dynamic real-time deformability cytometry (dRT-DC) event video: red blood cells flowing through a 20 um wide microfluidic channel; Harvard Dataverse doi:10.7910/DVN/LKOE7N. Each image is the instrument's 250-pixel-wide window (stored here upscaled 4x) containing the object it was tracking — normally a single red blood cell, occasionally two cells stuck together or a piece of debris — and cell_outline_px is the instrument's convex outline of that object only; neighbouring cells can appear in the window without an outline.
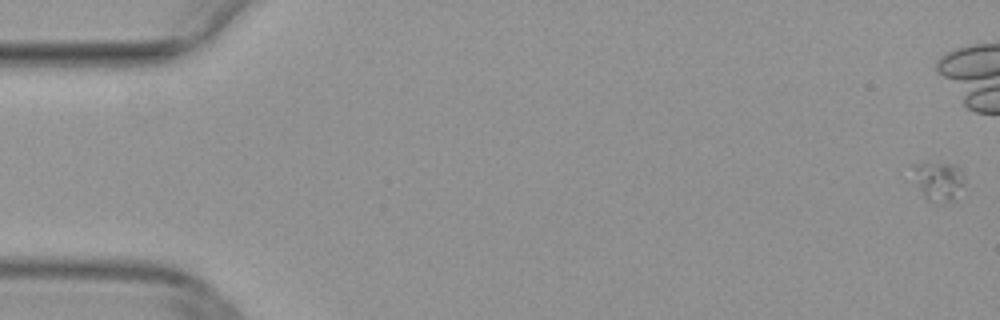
{"species": "common noctule bat (a hibernating species)", "species_latin": "Nyctalus noctula", "temperature_condition": "warm", "stored_images_in_passage": 11, "camera_frame_rate_fps": 3000, "um_per_image_px": 0.085, "animal": {"sex": "female", "body_mass_g": 29.2, "forearm_length_mm": 56.3}, "frame": {"image": 1, "passage_image": 1, "time_ms": 0.0, "image_size_px": [1000, 320], "cell_outline_px": [[964, 184], [952, 200], [940, 204], [928, 200], [924, 196], [920, 184], [916, 168], [916, 164], [948, 164], [960, 168], [964, 176]], "centroid_in_image_um": [79.9, 15.43], "position_along_channel_um": 5.1, "area_um2": 10.69}}